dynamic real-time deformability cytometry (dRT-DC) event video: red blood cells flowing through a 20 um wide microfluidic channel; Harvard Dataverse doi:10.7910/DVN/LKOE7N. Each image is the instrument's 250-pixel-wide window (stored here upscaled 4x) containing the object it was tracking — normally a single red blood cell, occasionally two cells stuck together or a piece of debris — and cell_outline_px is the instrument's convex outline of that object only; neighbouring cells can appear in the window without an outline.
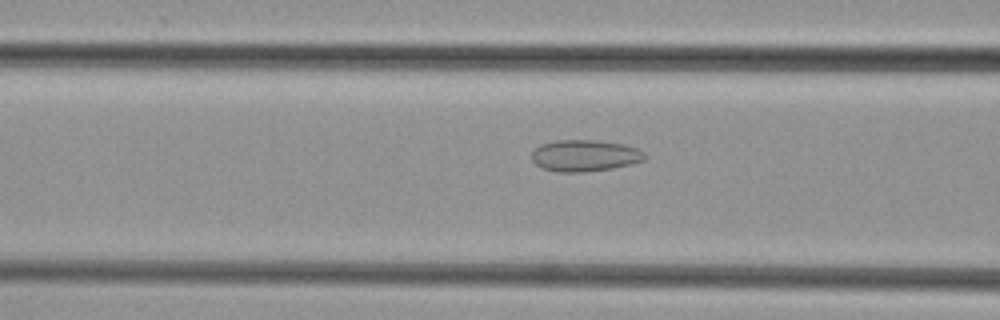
{"species": "common noctule bat (a hibernating species)", "species_latin": "Nyctalus noctula", "temperature_condition": "cold", "stored_images_in_passage": 48, "camera_frame_rate_fps": 3000, "um_per_image_px": 0.085, "animal": {"sex": "female", "body_mass_g": 29.2, "forearm_length_mm": 56.3}, "frame": {"image": 1, "passage_image": 19, "time_ms": 6.0, "image_size_px": [1000, 320], "cell_outline_px": [[648, 156], [644, 160], [632, 164], [612, 168], [580, 172], [560, 172], [544, 168], [536, 164], [532, 160], [532, 152], [540, 144], [556, 140], [596, 140], [624, 144], [636, 148], [644, 152]], "centroid_in_image_um": [49.73, 13.22], "position_along_channel_um": 116.9, "area_um2": 20.75}}
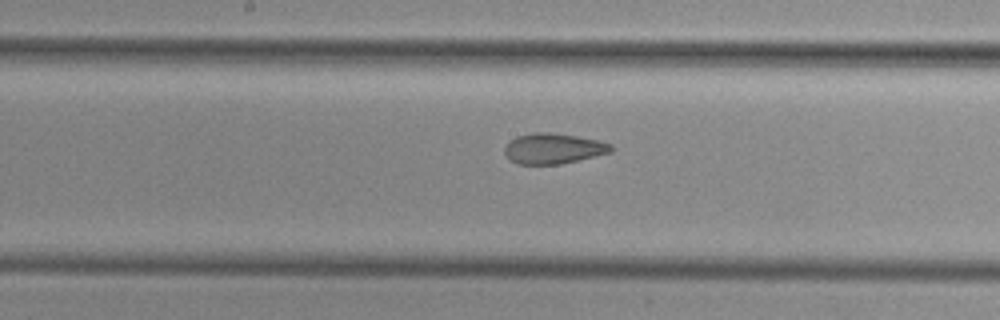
{"frame": {"image": 2, "passage_image": 25, "time_ms": 8.0, "image_size_px": [1000, 320], "cell_outline_px": [[616, 148], [612, 152], [560, 164], [516, 164], [504, 152], [504, 148], [516, 136], [532, 132], [548, 132], [576, 136], [600, 140], [612, 144]], "centroid_in_image_um": [47.08, 12.62], "position_along_channel_um": 201.1, "area_um2": 18.9}}
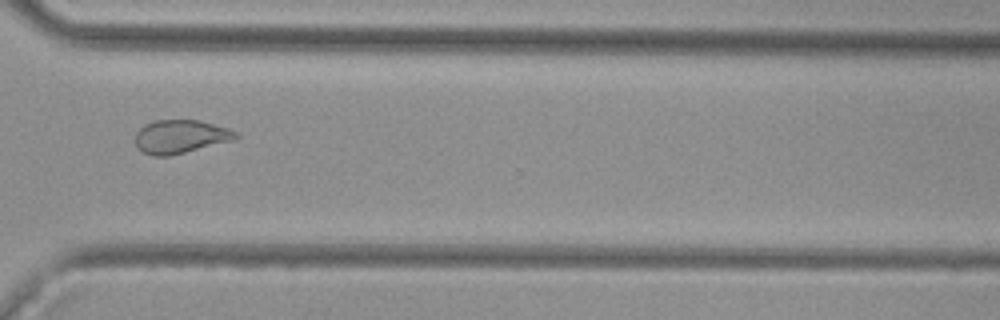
{"frame": {"image": 3, "passage_image": 36, "time_ms": 11.667, "image_size_px": [1000, 320], "cell_outline_px": [[240, 136], [232, 140], [168, 156], [152, 156], [144, 152], [136, 144], [136, 132], [144, 124], [156, 120], [200, 120], [228, 128], [236, 132]], "centroid_in_image_um": [15.33, 11.59], "position_along_channel_um": 355.3, "area_um2": 19.31}}